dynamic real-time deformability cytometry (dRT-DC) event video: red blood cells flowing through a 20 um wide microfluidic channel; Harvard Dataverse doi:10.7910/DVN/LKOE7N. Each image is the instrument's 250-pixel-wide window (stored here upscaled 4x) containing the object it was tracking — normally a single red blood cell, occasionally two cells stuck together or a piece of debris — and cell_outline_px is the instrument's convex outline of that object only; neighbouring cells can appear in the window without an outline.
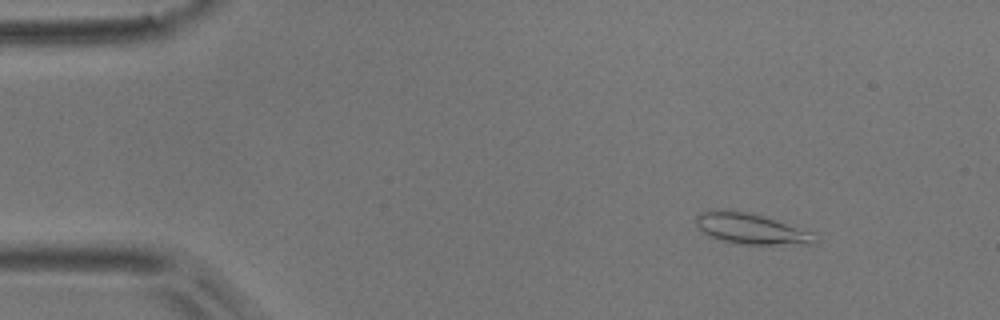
{"species": "common noctule bat (a hibernating species)", "species_latin": "Nyctalus noctula", "temperature_condition": "room temperature", "stored_images_in_passage": 5, "camera_frame_rate_fps": 3000, "um_per_image_px": 0.085, "animal": {"sex": "male", "body_mass_g": 17.9}, "frame": {"image": 1, "passage_image": 2, "time_ms": 0.333, "image_size_px": [1000, 320], "cell_outline_px": [[820, 240], [816, 244], [740, 244], [708, 236], [696, 224], [696, 216], [700, 212], [712, 208], [748, 212], [764, 216], [812, 232]], "centroid_in_image_um": [63.84, 19.43], "position_along_channel_um": 21.2, "area_um2": 21.33}}